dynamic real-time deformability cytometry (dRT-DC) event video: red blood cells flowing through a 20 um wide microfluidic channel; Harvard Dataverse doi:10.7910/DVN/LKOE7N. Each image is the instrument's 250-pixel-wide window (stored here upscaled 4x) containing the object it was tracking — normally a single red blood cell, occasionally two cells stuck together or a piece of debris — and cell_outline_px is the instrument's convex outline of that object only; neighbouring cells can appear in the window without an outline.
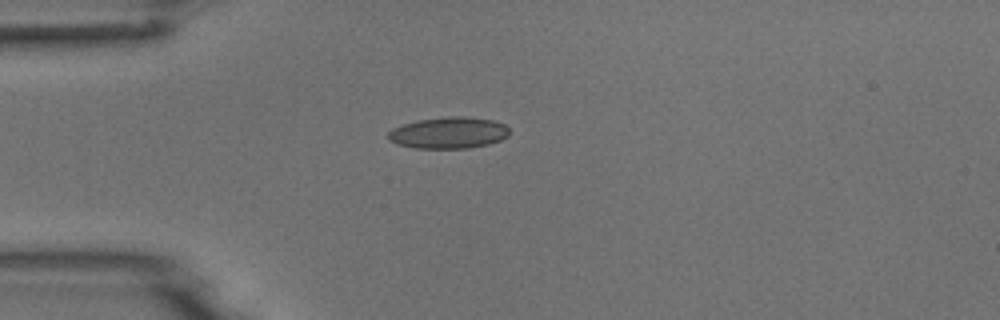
{"species": "common noctule bat (a hibernating species)", "species_latin": "Nyctalus noctula", "temperature_condition": "room temperature", "stored_images_in_passage": 1, "camera_frame_rate_fps": 3000, "um_per_image_px": 0.085, "animal": {"sex": "male", "body_mass_g": 18.8}, "frame": {"image": 1, "passage_image": 1, "time_ms": 0.0, "image_size_px": [1000, 320], "cell_outline_px": [[508, 136], [500, 140], [488, 144], [468, 148], [416, 148], [400, 144], [388, 140], [388, 132], [392, 128], [416, 120], [448, 116], [464, 116], [492, 120], [504, 124], [508, 128]], "centroid_in_image_um": [38.13, 11.28], "position_along_channel_um": 46.9, "area_um2": 22.14}}